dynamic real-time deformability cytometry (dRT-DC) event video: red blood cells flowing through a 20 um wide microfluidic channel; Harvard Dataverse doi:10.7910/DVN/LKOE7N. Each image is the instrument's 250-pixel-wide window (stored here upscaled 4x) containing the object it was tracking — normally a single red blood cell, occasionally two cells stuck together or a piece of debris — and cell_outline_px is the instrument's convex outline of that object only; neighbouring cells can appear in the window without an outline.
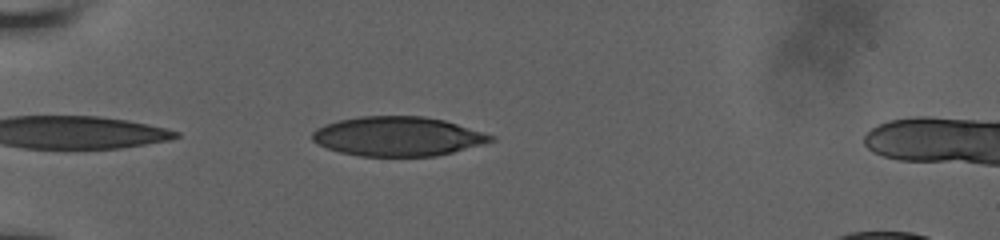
{"species": "human", "species_latin": "Homo sapiens", "temperature_condition": "room temperature", "stored_images_in_passage": 36, "camera_frame_rate_fps": 3000, "um_per_image_px": 0.085, "donor": {"sex": "male"}, "frame": {"image": 1, "passage_image": 3, "time_ms": 0.333, "image_size_px": [1000, 240], "cell_outline_px": [[496, 140], [484, 144], [436, 156], [360, 156], [340, 152], [316, 144], [312, 140], [312, 132], [316, 128], [324, 124], [340, 120], [360, 116], [424, 116], [444, 120], [496, 136]], "centroid_in_image_um": [33.81, 11.59], "position_along_channel_um": 51.2, "area_um2": 41.04}}
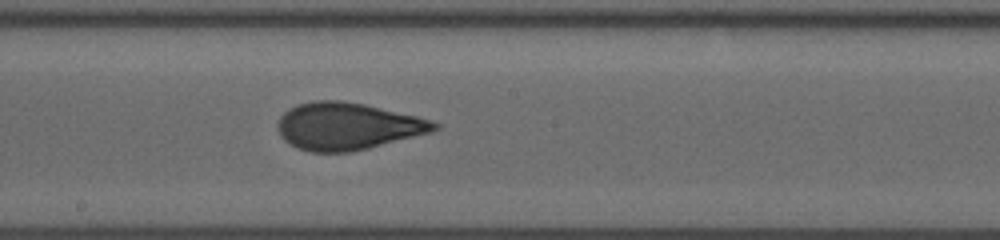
{"frame": {"image": 2, "passage_image": 19, "time_ms": 5.333, "image_size_px": [1000, 240], "cell_outline_px": [[440, 128], [432, 132], [352, 152], [312, 152], [296, 148], [288, 144], [280, 136], [276, 124], [280, 116], [288, 108], [296, 104], [316, 100], [340, 100], [364, 104], [416, 116], [432, 120], [440, 124]], "centroid_in_image_um": [29.5, 10.73], "position_along_channel_um": 218.7, "area_um2": 43.29}}
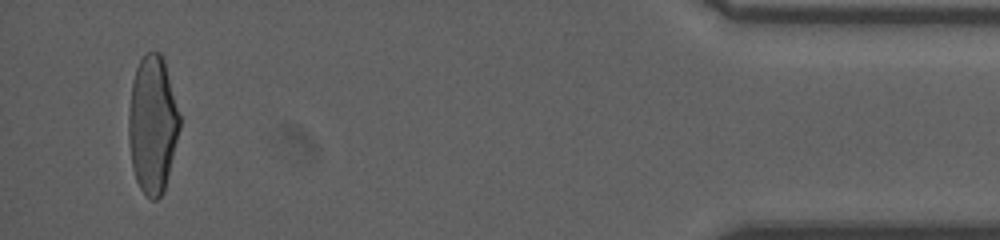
{"frame": {"image": 3, "passage_image": 35, "time_ms": 12.333, "image_size_px": [1000, 240], "cell_outline_px": [[180, 128], [164, 192], [156, 200], [152, 200], [140, 188], [136, 180], [132, 168], [128, 140], [128, 108], [132, 84], [136, 68], [140, 60], [148, 52], [160, 52], [164, 60], [180, 116]], "centroid_in_image_um": [12.95, 10.6], "position_along_channel_um": 422.2, "area_um2": 40.86}, "authors_computed_cell_mechanics": {"area_um2": 42.3096, "velocity_mm_per_s": 3.8613, "shape_relaxation_time_tau1_ms": null, "shape_relaxation_time_tau2_ms": 0.9172, "deformation_change_tau1": null, "deformation_change_tau2": 0.0696}}